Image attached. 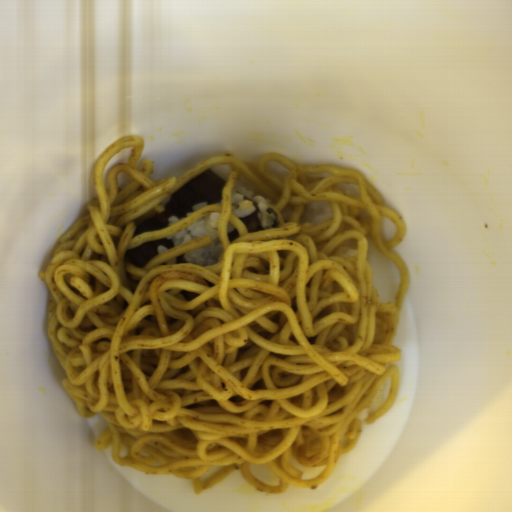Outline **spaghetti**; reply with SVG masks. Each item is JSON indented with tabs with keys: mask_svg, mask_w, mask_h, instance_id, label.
<instances>
[{
	"mask_svg": "<svg viewBox=\"0 0 512 512\" xmlns=\"http://www.w3.org/2000/svg\"><path fill=\"white\" fill-rule=\"evenodd\" d=\"M133 146L130 160L104 170ZM145 140L128 134L94 167L95 198L62 233L39 281L49 289L48 337L66 371L61 380L82 417L100 415L95 448L142 475L191 481L195 494L235 471L267 493L328 482L362 431L358 419L390 378L370 425L390 413L403 355L394 346L410 273L396 246L402 217L357 169L301 165L266 154L245 162L217 155L179 177H151L139 161ZM227 164L222 202L159 229L134 235L139 217L209 167ZM244 176L270 202L278 227L250 232L231 212ZM333 215L309 222L313 201ZM219 214L222 249L214 264H166L210 245L208 236L171 249L143 268L127 248L176 234ZM383 216L397 226L383 239ZM134 235V236H133ZM349 239L353 258L336 256ZM400 274L397 302L380 303L367 262L369 243ZM325 466L302 479L292 466ZM268 464L278 486L249 465Z\"/></svg>",
	"mask_w": 512,
	"mask_h": 512,
	"instance_id": "c7327b10",
	"label": "spaghetti"
}]
</instances>
